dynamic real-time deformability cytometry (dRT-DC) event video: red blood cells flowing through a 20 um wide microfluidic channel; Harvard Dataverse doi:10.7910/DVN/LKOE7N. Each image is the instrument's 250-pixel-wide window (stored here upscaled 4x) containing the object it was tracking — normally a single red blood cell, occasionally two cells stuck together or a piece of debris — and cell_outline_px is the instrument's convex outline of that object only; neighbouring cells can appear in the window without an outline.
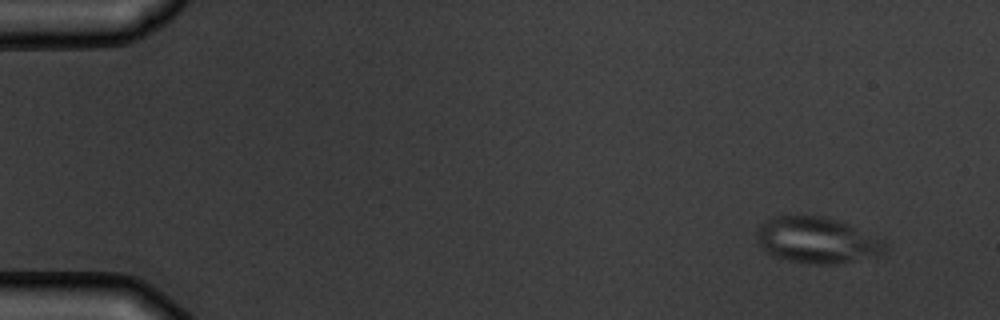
{"species": "common noctule bat (a hibernating species)", "species_latin": "Nyctalus noctula", "temperature_condition": "warm", "stored_images_in_passage": 6, "camera_frame_rate_fps": 3000, "um_per_image_px": 0.085, "animal": {"sex": "male", "body_mass_g": 19.5, "forearm_length_mm": 54.6}, "frame": {"image": 1, "passage_image": 2, "time_ms": 1.0, "image_size_px": [1000, 320], "cell_outline_px": [[888, 252], [876, 256], [836, 264], [808, 264], [788, 260], [772, 256], [756, 240], [756, 232], [772, 216], [820, 216], [836, 220], [884, 236], [888, 244]], "centroid_in_image_um": [69.57, 20.43], "position_along_channel_um": 15.4, "area_um2": 34.91}}